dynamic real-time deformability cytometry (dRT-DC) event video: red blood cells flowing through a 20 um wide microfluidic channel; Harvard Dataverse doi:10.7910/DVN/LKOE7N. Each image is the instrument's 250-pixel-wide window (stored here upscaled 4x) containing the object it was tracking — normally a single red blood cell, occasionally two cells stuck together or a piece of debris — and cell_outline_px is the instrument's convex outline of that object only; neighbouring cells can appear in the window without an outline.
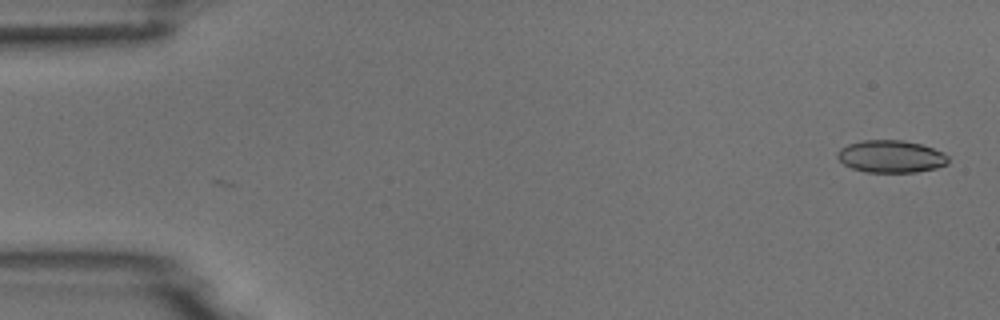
{"species": "common noctule bat (a hibernating species)", "species_latin": "Nyctalus noctula", "temperature_condition": "room temperature", "stored_images_in_passage": 2, "camera_frame_rate_fps": 3000, "um_per_image_px": 0.085, "animal": {"sex": "male", "body_mass_g": 18.8}, "frame": {"image": 1, "passage_image": 2, "time_ms": 1.0, "image_size_px": [1000, 320], "cell_outline_px": [[948, 164], [936, 168], [916, 172], [864, 172], [852, 168], [844, 164], [836, 156], [836, 152], [840, 148], [848, 144], [860, 140], [904, 140], [920, 144], [944, 152], [948, 156]], "centroid_in_image_um": [75.72, 13.29], "position_along_channel_um": 9.3, "area_um2": 21.04}}